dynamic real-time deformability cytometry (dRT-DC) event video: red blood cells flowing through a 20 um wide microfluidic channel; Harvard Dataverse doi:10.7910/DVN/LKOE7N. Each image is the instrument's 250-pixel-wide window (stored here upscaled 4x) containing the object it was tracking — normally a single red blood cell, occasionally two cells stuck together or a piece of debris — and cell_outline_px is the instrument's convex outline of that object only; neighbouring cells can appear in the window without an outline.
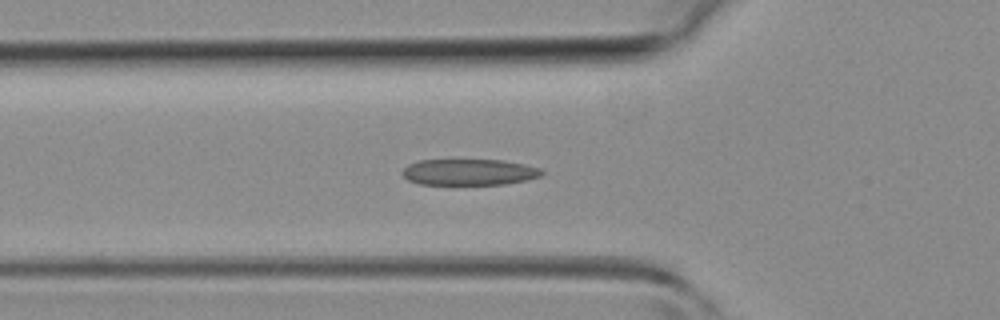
{"species": "common noctule bat (a hibernating species)", "species_latin": "Nyctalus noctula", "temperature_condition": "room temperature", "stored_images_in_passage": 44, "camera_frame_rate_fps": 3000, "um_per_image_px": 0.085, "animal": {"sex": "female", "body_mass_g": 19.3, "forearm_length_mm": 54.1}, "frame": {"image": 1, "passage_image": 14, "time_ms": 4.333, "image_size_px": [1000, 320], "cell_outline_px": [[544, 176], [528, 180], [504, 184], [420, 184], [408, 180], [400, 172], [408, 164], [420, 160], [452, 156], [456, 156], [504, 160], [524, 164], [540, 168], [544, 172]], "centroid_in_image_um": [39.86, 14.56], "position_along_channel_um": 85.9, "area_um2": 22.66}}
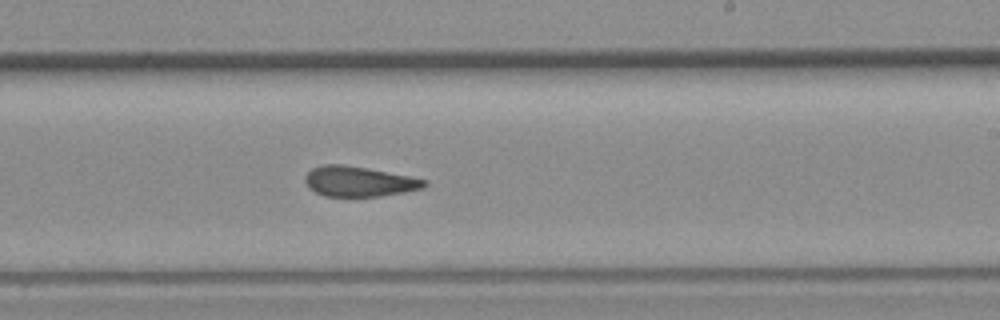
{"frame": {"image": 2, "passage_image": 25, "time_ms": 8.0, "image_size_px": [1000, 320], "cell_outline_px": [[428, 184], [424, 188], [404, 192], [380, 196], [324, 196], [308, 188], [304, 180], [304, 176], [312, 168], [324, 164], [340, 164], [368, 168], [428, 180]], "centroid_in_image_um": [30.5, 15.42], "position_along_channel_um": 258.5, "area_um2": 20.98}}
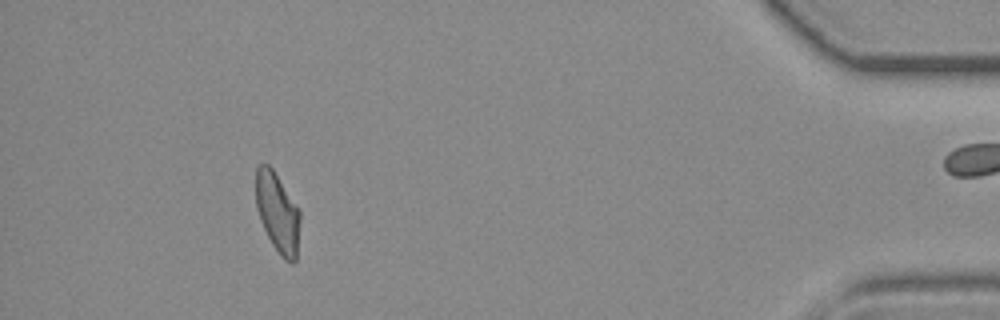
{"frame": {"image": 3, "passage_image": 39, "time_ms": 12.667, "image_size_px": [1000, 320], "cell_outline_px": [[300, 220], [296, 260], [292, 264], [284, 260], [280, 256], [272, 244], [260, 220], [256, 208], [256, 168], [260, 164], [268, 164], [272, 168], [300, 208]], "centroid_in_image_um": [23.6, 18.08], "position_along_channel_um": 411.6, "area_um2": 20.75}}